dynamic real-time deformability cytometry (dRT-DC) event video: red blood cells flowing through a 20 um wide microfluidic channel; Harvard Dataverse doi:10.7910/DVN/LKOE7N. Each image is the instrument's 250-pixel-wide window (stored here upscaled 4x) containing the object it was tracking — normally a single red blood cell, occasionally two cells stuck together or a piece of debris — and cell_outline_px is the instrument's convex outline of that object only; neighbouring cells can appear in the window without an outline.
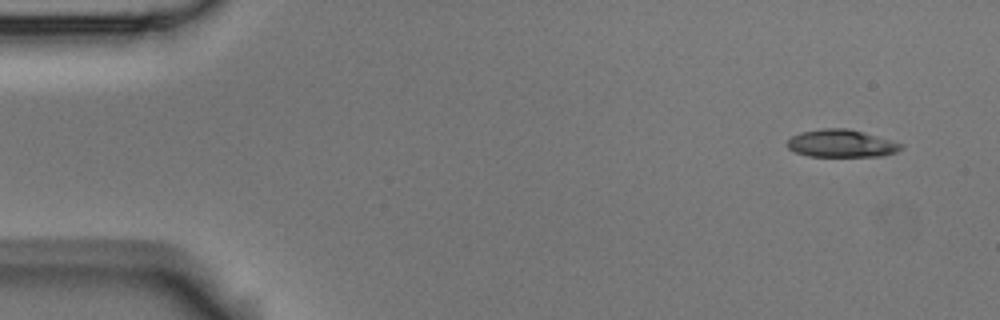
{"species": "Egyptian fruit bat (a non-hibernating species)", "species_latin": "Rousettus aegyptiacus", "temperature_condition": "room temperature", "stored_images_in_passage": 6, "camera_frame_rate_fps": 3000, "um_per_image_px": 0.085, "animal": {"sex": "male"}, "frame": {"image": 1, "passage_image": 1, "time_ms": 0.0, "image_size_px": [1000, 320], "cell_outline_px": [[904, 148], [896, 152], [880, 156], [808, 156], [796, 152], [788, 148], [784, 144], [792, 136], [800, 132], [820, 128], [848, 128], [904, 144]], "centroid_in_image_um": [71.49, 12.19], "position_along_channel_um": 13.5, "area_um2": 18.32}}
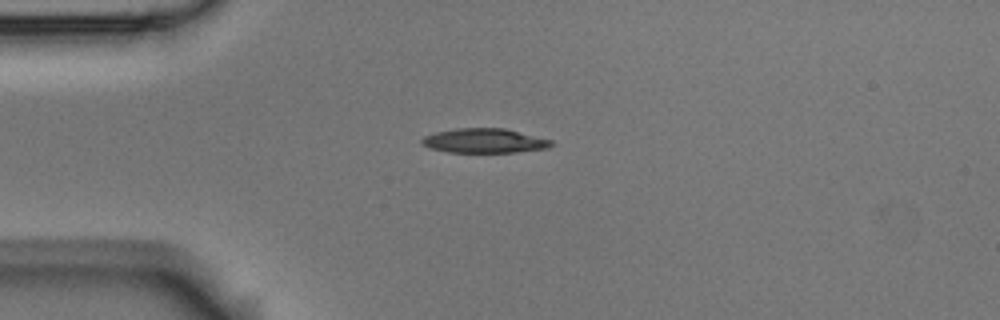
{"frame": {"image": 2, "passage_image": 4, "time_ms": 1.0, "image_size_px": [1000, 320], "cell_outline_px": [[556, 144], [548, 148], [516, 152], [448, 152], [428, 148], [420, 140], [424, 136], [436, 132], [456, 128], [504, 128], [552, 140]], "centroid_in_image_um": [41.19, 11.96], "position_along_channel_um": 43.8, "area_um2": 18.44}}
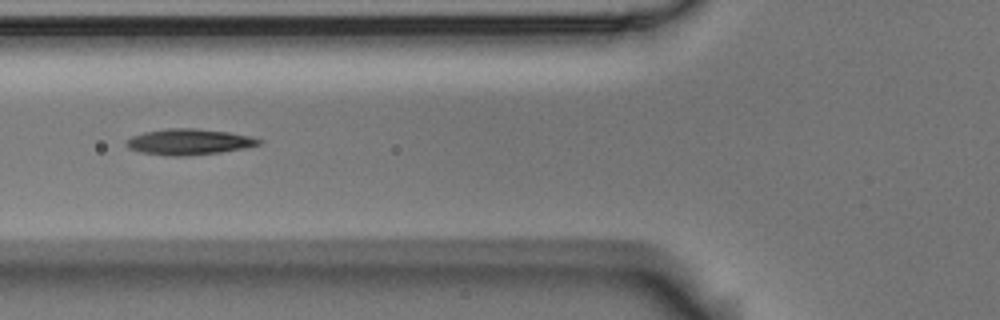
{"frame": {"image": 3, "passage_image": 6, "time_ms": 1.667, "image_size_px": [1000, 320], "cell_outline_px": [[264, 140], [260, 144], [244, 148], [220, 152], [180, 156], [172, 156], [140, 152], [128, 148], [124, 144], [124, 140], [132, 136], [144, 132], [168, 128], [196, 128], [228, 132], [252, 136]], "centroid_in_image_um": [16.04, 12.05], "position_along_channel_um": 109.8, "area_um2": 20.06}}